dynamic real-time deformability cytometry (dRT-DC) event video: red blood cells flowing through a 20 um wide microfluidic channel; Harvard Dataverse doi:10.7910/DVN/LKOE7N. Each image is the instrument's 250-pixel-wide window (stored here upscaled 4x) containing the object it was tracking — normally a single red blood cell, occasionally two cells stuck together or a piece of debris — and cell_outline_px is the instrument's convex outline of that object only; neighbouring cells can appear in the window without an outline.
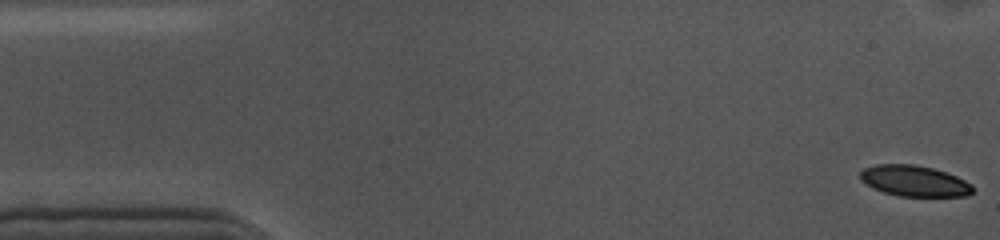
{"species": "common noctule bat (a hibernating species)", "species_latin": "Nyctalus noctula", "temperature_condition": "cold", "stored_images_in_passage": 10, "camera_frame_rate_fps": 3000, "um_per_image_px": 0.085, "animal": {"sex": "female", "body_mass_g": 10.0, "forearm_length_mm": 53.1}, "frame": {"image": 1, "passage_image": 1, "time_ms": 0.0, "image_size_px": [1000, 240], "cell_outline_px": [[972, 192], [968, 196], [900, 196], [884, 192], [872, 188], [860, 180], [860, 172], [864, 168], [876, 164], [912, 164], [932, 168], [948, 172], [972, 184]], "centroid_in_image_um": [77.7, 15.37], "position_along_channel_um": 7.3, "area_um2": 20.29}}